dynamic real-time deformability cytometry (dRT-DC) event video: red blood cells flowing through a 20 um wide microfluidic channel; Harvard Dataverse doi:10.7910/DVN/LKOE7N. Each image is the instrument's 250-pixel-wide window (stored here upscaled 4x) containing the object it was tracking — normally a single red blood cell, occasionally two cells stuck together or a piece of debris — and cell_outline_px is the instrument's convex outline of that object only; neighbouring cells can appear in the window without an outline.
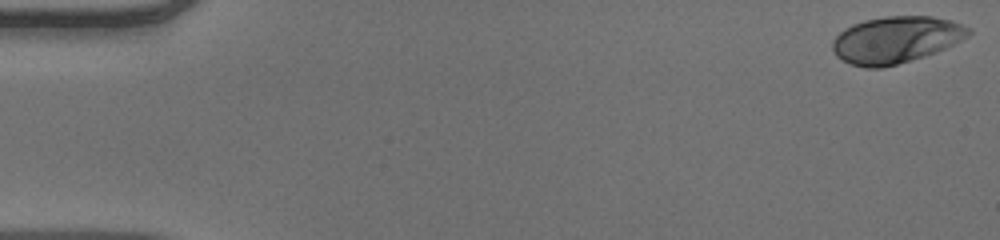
{"species": "human", "species_latin": "Homo sapiens", "temperature_condition": "warm", "stored_images_in_passage": 52, "camera_frame_rate_fps": 3000, "um_per_image_px": 0.085, "donor": {"sex": "male"}, "frame": {"image": 1, "passage_image": 1, "time_ms": 0.0, "image_size_px": [1000, 240], "cell_outline_px": [[972, 32], [968, 36], [936, 52], [924, 56], [896, 64], [880, 68], [864, 68], [852, 64], [836, 56], [832, 48], [832, 40], [844, 28], [852, 24], [864, 20], [884, 16], [932, 16], [952, 20], [972, 28]], "centroid_in_image_um": [76.15, 3.36], "position_along_channel_um": 8.9, "area_um2": 37.05}}
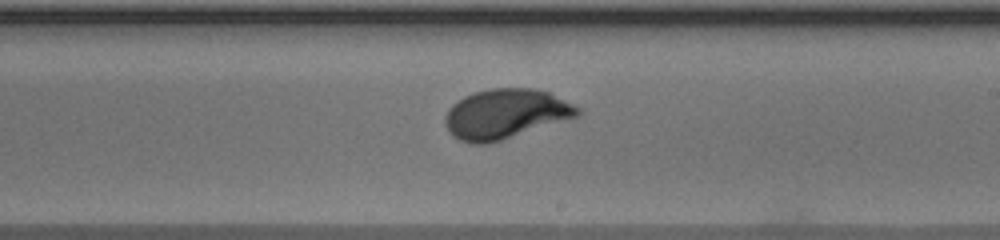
{"frame": {"image": 2, "passage_image": 31, "time_ms": 10.0, "image_size_px": [1000, 240], "cell_outline_px": [[580, 116], [488, 144], [472, 144], [460, 140], [452, 136], [444, 124], [444, 116], [448, 108], [456, 100], [464, 96], [476, 92], [492, 88], [532, 88], [548, 92], [580, 108]], "centroid_in_image_um": [42.93, 9.69], "position_along_channel_um": 246.1, "area_um2": 38.44}}
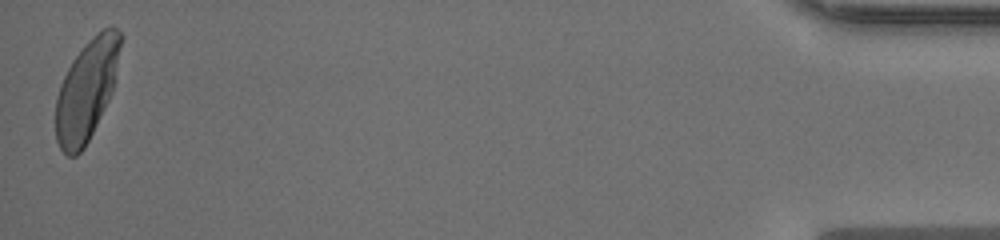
{"frame": {"image": 3, "passage_image": 52, "time_ms": 17.0, "image_size_px": [1000, 240], "cell_outline_px": [[124, 36], [112, 92], [84, 148], [76, 156], [68, 156], [60, 148], [56, 140], [56, 96], [60, 84], [72, 60], [88, 40], [96, 32], [112, 24]], "centroid_in_image_um": [7.38, 7.59], "position_along_channel_um": 427.8, "area_um2": 38.03}, "authors_computed_cell_mechanics": {"area_um2": 37.0209, "velocity_mm_per_s": 3.9054, "shape_relaxation_time_tau1_ms": 3.2889, "shape_relaxation_time_tau2_ms": null, "deformation_change_tau1": 0.186, "deformation_change_tau2": null}}